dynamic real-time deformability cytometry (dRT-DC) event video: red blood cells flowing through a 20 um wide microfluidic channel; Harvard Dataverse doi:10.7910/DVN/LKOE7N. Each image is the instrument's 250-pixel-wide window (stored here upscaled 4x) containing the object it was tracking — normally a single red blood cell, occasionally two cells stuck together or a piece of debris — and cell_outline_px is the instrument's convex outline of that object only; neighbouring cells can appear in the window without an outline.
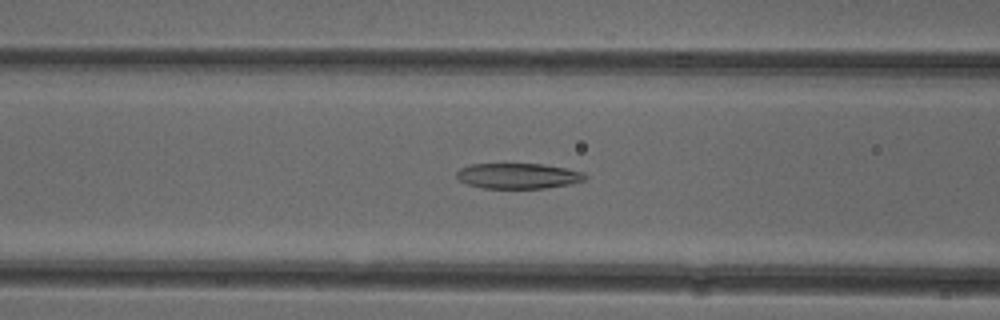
{"species": "common noctule bat (a hibernating species)", "species_latin": "Nyctalus noctula", "temperature_condition": "cold", "stored_images_in_passage": 49, "camera_frame_rate_fps": 3000, "um_per_image_px": 0.085, "animal": {"sex": "female"}, "frame": {"image": 1, "passage_image": 18, "time_ms": 5.667, "image_size_px": [1000, 320], "cell_outline_px": [[588, 176], [584, 180], [568, 184], [544, 188], [484, 188], [468, 184], [460, 180], [456, 176], [456, 172], [460, 168], [472, 164], [544, 164], [564, 168], [580, 172]], "centroid_in_image_um": [44.01, 14.95], "position_along_channel_um": 122.6, "area_um2": 18.79}}
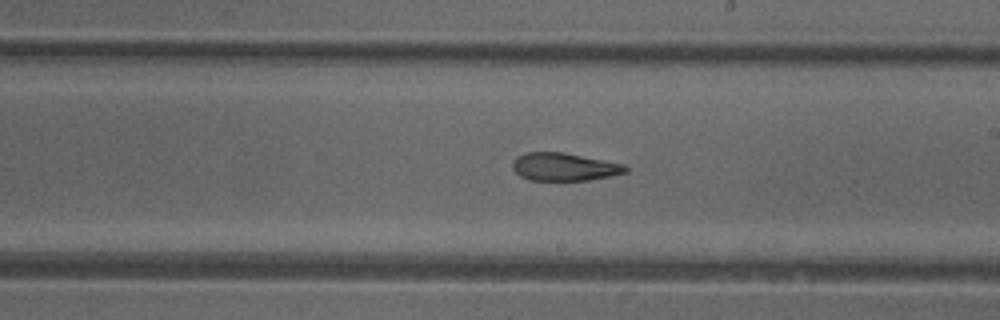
{"frame": {"image": 2, "passage_image": 27, "time_ms": 8.667, "image_size_px": [1000, 320], "cell_outline_px": [[628, 172], [612, 176], [588, 180], [528, 180], [520, 176], [512, 168], [512, 164], [516, 156], [524, 152], [564, 152], [624, 164], [628, 168]], "centroid_in_image_um": [47.95, 14.18], "position_along_channel_um": 241.0, "area_um2": 18.5}}
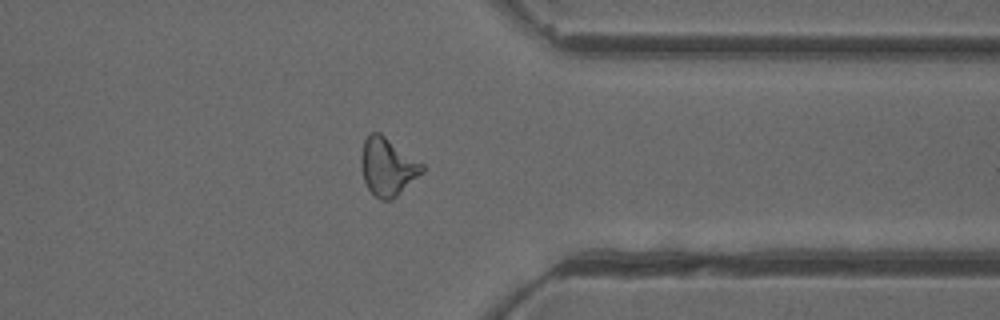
{"frame": {"image": 3, "passage_image": 38, "time_ms": 12.333, "image_size_px": [1000, 320], "cell_outline_px": [[424, 172], [392, 200], [380, 200], [368, 188], [364, 180], [360, 168], [360, 156], [364, 140], [372, 132], [380, 132], [424, 164]], "centroid_in_image_um": [32.94, 14.17], "position_along_channel_um": 378.5, "area_um2": 20.69}, "authors_computed_cell_mechanics": {"area_um2": 20.6924, "velocity_mm_per_s": 3.9459, "shape_relaxation_time_tau1_ms": null, "shape_relaxation_time_tau2_ms": 4.6817, "deformation_change_tau1": null, "deformation_change_tau2": 0.1588}}